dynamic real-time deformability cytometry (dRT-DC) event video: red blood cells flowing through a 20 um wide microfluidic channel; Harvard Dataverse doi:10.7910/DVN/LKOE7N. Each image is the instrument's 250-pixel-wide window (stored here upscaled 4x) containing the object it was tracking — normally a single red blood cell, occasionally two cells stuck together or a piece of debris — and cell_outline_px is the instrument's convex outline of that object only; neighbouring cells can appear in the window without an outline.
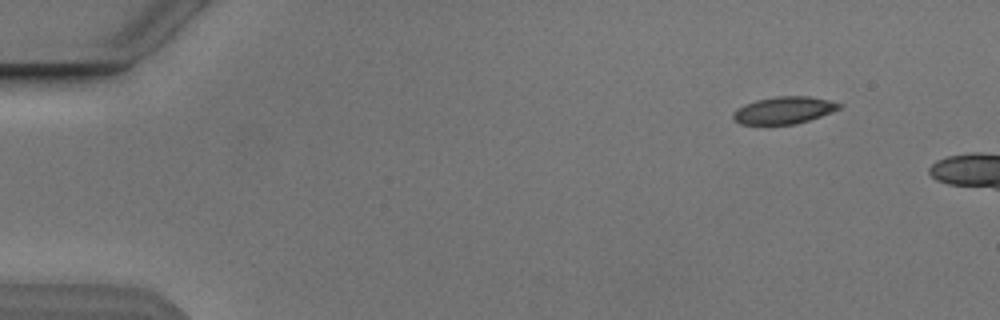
{"species": "Egyptian fruit bat (a non-hibernating species)", "species_latin": "Rousettus aegyptiacus", "temperature_condition": "cold", "stored_images_in_passage": 3, "camera_frame_rate_fps": 3000, "um_per_image_px": 0.085, "animal": {"sex": "male"}, "frame": {"image": 1, "passage_image": 1, "time_ms": 0.0, "image_size_px": [1000, 320], "cell_outline_px": [[844, 104], [840, 108], [832, 112], [796, 124], [740, 124], [732, 120], [732, 112], [736, 108], [744, 104], [756, 100], [776, 96], [808, 96], [832, 100]], "centroid_in_image_um": [66.62, 9.36], "position_along_channel_um": 18.4, "area_um2": 16.99}}